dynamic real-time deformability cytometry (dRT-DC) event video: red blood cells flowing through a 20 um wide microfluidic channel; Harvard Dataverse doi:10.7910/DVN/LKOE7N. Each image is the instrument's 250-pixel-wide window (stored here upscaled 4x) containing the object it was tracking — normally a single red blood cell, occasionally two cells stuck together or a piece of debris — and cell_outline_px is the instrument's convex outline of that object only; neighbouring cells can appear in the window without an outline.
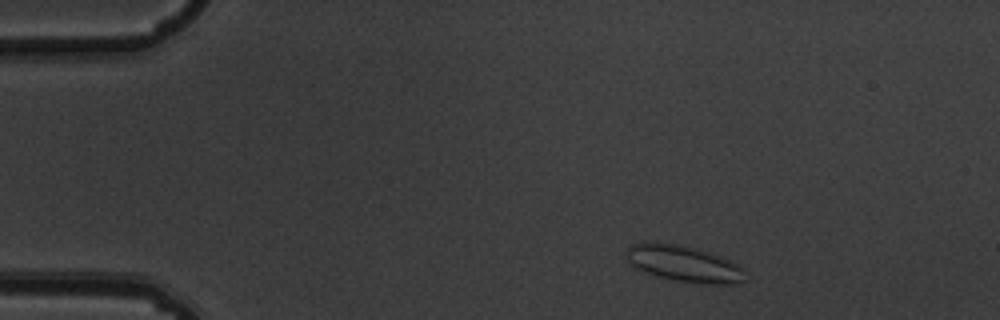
{"species": "common noctule bat (a hibernating species)", "species_latin": "Nyctalus noctula", "temperature_condition": "warm", "stored_images_in_passage": 3, "camera_frame_rate_fps": 3000, "um_per_image_px": 0.085, "animal": {"sex": "male", "body_mass_g": 19.5, "forearm_length_mm": 54.6}, "frame": {"image": 1, "passage_image": 1, "time_ms": 0.0, "image_size_px": [1000, 320], "cell_outline_px": [[744, 284], [700, 284], [672, 280], [644, 272], [636, 268], [628, 260], [628, 248], [632, 244], [672, 244], [696, 248], [728, 260], [744, 268]], "centroid_in_image_um": [58.2, 22.47], "position_along_channel_um": 26.8, "area_um2": 24.51}}